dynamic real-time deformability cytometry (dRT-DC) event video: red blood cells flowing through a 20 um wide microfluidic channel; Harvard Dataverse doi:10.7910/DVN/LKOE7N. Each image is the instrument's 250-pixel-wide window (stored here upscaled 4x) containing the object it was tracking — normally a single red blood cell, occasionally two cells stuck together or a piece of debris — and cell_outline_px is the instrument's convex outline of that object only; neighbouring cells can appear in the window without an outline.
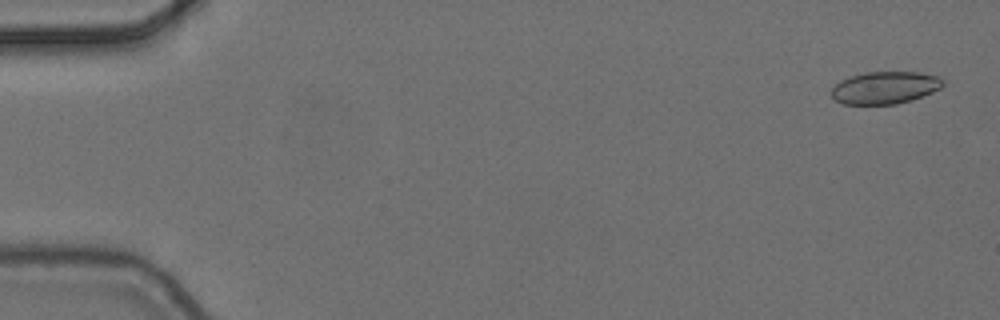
{"species": "common noctule bat (a hibernating species)", "species_latin": "Nyctalus noctula", "temperature_condition": "cold", "stored_images_in_passage": 5, "camera_frame_rate_fps": 3000, "um_per_image_px": 0.085, "animal": {"sex": "female", "body_mass_g": 24.6, "forearm_length_mm": 56.2}, "frame": {"image": 1, "passage_image": 1, "time_ms": 0.0, "image_size_px": [1000, 320], "cell_outline_px": [[944, 84], [940, 88], [932, 92], [912, 100], [896, 104], [844, 104], [836, 100], [832, 96], [832, 88], [840, 80], [848, 76], [864, 72], [920, 72], [940, 76], [944, 80]], "centroid_in_image_um": [75.24, 7.44], "position_along_channel_um": 9.8, "area_um2": 21.15}}
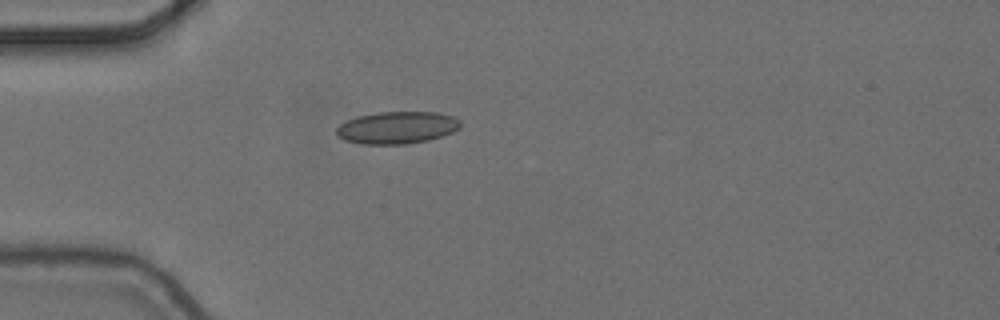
{"frame": {"image": 2, "passage_image": 4, "time_ms": 1.0, "image_size_px": [1000, 320], "cell_outline_px": [[460, 128], [452, 132], [428, 140], [404, 144], [364, 144], [344, 140], [336, 132], [336, 128], [340, 124], [356, 116], [376, 112], [436, 112], [452, 116], [460, 120]], "centroid_in_image_um": [33.74, 10.84], "position_along_channel_um": 51.3, "area_um2": 23.18}}